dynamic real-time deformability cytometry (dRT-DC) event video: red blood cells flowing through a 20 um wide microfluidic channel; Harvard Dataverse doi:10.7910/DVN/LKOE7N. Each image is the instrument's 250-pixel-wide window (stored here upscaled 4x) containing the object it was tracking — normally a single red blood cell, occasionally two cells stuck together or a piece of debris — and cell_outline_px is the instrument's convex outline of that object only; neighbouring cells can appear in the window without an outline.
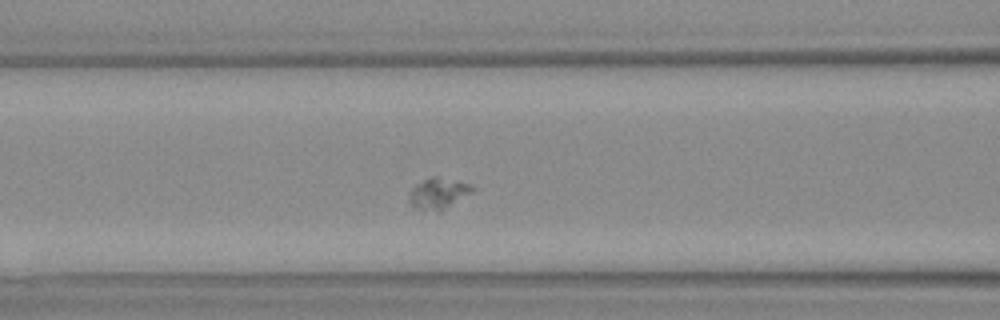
{"species": "Egyptian fruit bat (a non-hibernating species)", "species_latin": "Rousettus aegyptiacus", "temperature_condition": "warm", "stored_images_in_passage": 32, "camera_frame_rate_fps": 3000, "um_per_image_px": 0.085, "animal": {"sex": "female"}, "frame": {"image": 1, "passage_image": 10, "time_ms": 3.0, "image_size_px": [1000, 320], "cell_outline_px": [[476, 188], [472, 192], [440, 212], [436, 212], [416, 208], [408, 200], [408, 196], [412, 188], [416, 184], [432, 176], [436, 176], [456, 180], [472, 184]], "centroid_in_image_um": [37.27, 16.43], "position_along_channel_um": 129.3, "area_um2": 11.5}}